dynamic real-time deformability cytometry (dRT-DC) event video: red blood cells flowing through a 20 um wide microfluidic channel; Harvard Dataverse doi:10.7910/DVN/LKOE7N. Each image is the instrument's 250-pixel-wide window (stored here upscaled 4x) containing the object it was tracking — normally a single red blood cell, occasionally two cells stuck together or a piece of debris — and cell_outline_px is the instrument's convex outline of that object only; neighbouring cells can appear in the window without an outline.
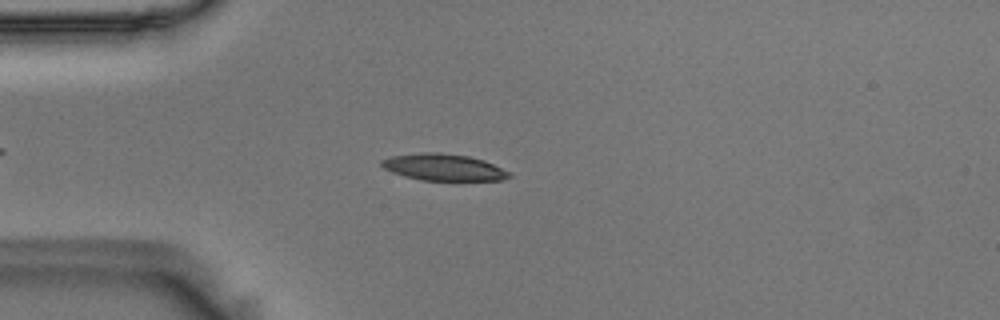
{"species": "Egyptian fruit bat (a non-hibernating species)", "species_latin": "Rousettus aegyptiacus", "temperature_condition": "room temperature", "stored_images_in_passage": 13, "camera_frame_rate_fps": 3000, "um_per_image_px": 0.085, "animal": {"sex": "male"}, "frame": {"image": 1, "passage_image": 10, "time_ms": 3.0, "image_size_px": [1000, 320], "cell_outline_px": [[512, 176], [500, 180], [420, 180], [404, 176], [392, 172], [384, 168], [380, 164], [380, 160], [392, 156], [420, 152], [440, 152], [468, 156], [484, 160], [512, 172]], "centroid_in_image_um": [37.71, 14.21], "position_along_channel_um": 47.3, "area_um2": 19.94}}